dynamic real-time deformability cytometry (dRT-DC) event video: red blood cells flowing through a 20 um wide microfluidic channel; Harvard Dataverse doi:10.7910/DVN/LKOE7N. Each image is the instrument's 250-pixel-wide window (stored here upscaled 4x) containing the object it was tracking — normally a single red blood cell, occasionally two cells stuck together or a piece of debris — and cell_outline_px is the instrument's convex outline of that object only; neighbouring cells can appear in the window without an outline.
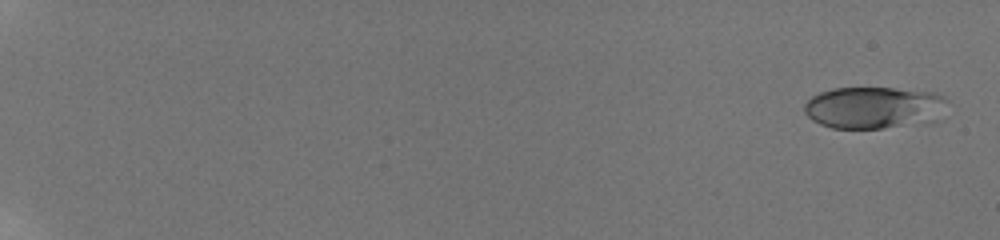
{"species": "human", "species_latin": "Homo sapiens", "temperature_condition": "room temperature", "stored_images_in_passage": 10, "camera_frame_rate_fps": 3000, "um_per_image_px": 0.085, "donor": {"sex": "male"}, "frame": {"image": 1, "passage_image": 1, "time_ms": 0.0, "image_size_px": [1000, 240], "cell_outline_px": [[948, 100], [896, 124], [880, 128], [832, 128], [820, 124], [812, 120], [804, 112], [804, 104], [812, 96], [820, 92], [832, 88], [892, 88], [936, 92], [944, 96]], "centroid_in_image_um": [73.83, 9.06], "position_along_channel_um": 11.2, "area_um2": 31.67}}
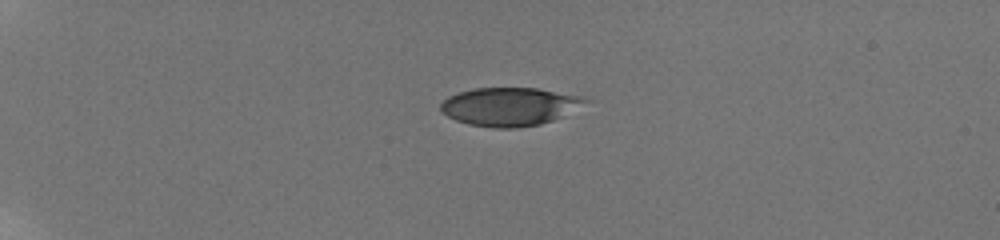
{"frame": {"image": 2, "passage_image": 6, "time_ms": 5.0, "image_size_px": [1000, 240], "cell_outline_px": [[592, 100], [552, 120], [540, 124], [516, 128], [496, 128], [468, 124], [456, 120], [448, 116], [440, 108], [440, 104], [448, 96], [472, 88], [536, 88], [580, 96]], "centroid_in_image_um": [43.28, 9.05], "position_along_channel_um": 41.7, "area_um2": 31.91}}